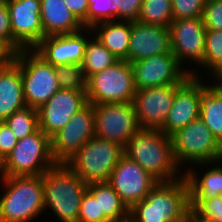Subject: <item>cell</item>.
<instances>
[{
  "instance_id": "obj_42",
  "label": "cell",
  "mask_w": 222,
  "mask_h": 222,
  "mask_svg": "<svg viewBox=\"0 0 222 222\" xmlns=\"http://www.w3.org/2000/svg\"><path fill=\"white\" fill-rule=\"evenodd\" d=\"M11 57V54L0 45V67L4 65Z\"/></svg>"
},
{
  "instance_id": "obj_5",
  "label": "cell",
  "mask_w": 222,
  "mask_h": 222,
  "mask_svg": "<svg viewBox=\"0 0 222 222\" xmlns=\"http://www.w3.org/2000/svg\"><path fill=\"white\" fill-rule=\"evenodd\" d=\"M123 155L122 145L95 136L65 164L86 184L108 182Z\"/></svg>"
},
{
  "instance_id": "obj_4",
  "label": "cell",
  "mask_w": 222,
  "mask_h": 222,
  "mask_svg": "<svg viewBox=\"0 0 222 222\" xmlns=\"http://www.w3.org/2000/svg\"><path fill=\"white\" fill-rule=\"evenodd\" d=\"M87 187L66 164L55 165L43 173L44 209L49 208L60 222H78Z\"/></svg>"
},
{
  "instance_id": "obj_19",
  "label": "cell",
  "mask_w": 222,
  "mask_h": 222,
  "mask_svg": "<svg viewBox=\"0 0 222 222\" xmlns=\"http://www.w3.org/2000/svg\"><path fill=\"white\" fill-rule=\"evenodd\" d=\"M166 53H172L169 27L131 21L128 62L133 63Z\"/></svg>"
},
{
  "instance_id": "obj_38",
  "label": "cell",
  "mask_w": 222,
  "mask_h": 222,
  "mask_svg": "<svg viewBox=\"0 0 222 222\" xmlns=\"http://www.w3.org/2000/svg\"><path fill=\"white\" fill-rule=\"evenodd\" d=\"M143 0H112L116 20L137 21Z\"/></svg>"
},
{
  "instance_id": "obj_41",
  "label": "cell",
  "mask_w": 222,
  "mask_h": 222,
  "mask_svg": "<svg viewBox=\"0 0 222 222\" xmlns=\"http://www.w3.org/2000/svg\"><path fill=\"white\" fill-rule=\"evenodd\" d=\"M183 222H214L209 218H204L197 213L193 208H189Z\"/></svg>"
},
{
  "instance_id": "obj_43",
  "label": "cell",
  "mask_w": 222,
  "mask_h": 222,
  "mask_svg": "<svg viewBox=\"0 0 222 222\" xmlns=\"http://www.w3.org/2000/svg\"><path fill=\"white\" fill-rule=\"evenodd\" d=\"M215 78H222V63L211 73Z\"/></svg>"
},
{
  "instance_id": "obj_14",
  "label": "cell",
  "mask_w": 222,
  "mask_h": 222,
  "mask_svg": "<svg viewBox=\"0 0 222 222\" xmlns=\"http://www.w3.org/2000/svg\"><path fill=\"white\" fill-rule=\"evenodd\" d=\"M14 54L34 49L45 37L40 18V0H7Z\"/></svg>"
},
{
  "instance_id": "obj_6",
  "label": "cell",
  "mask_w": 222,
  "mask_h": 222,
  "mask_svg": "<svg viewBox=\"0 0 222 222\" xmlns=\"http://www.w3.org/2000/svg\"><path fill=\"white\" fill-rule=\"evenodd\" d=\"M57 165L51 151V138L41 129L18 140L0 164V176H37Z\"/></svg>"
},
{
  "instance_id": "obj_18",
  "label": "cell",
  "mask_w": 222,
  "mask_h": 222,
  "mask_svg": "<svg viewBox=\"0 0 222 222\" xmlns=\"http://www.w3.org/2000/svg\"><path fill=\"white\" fill-rule=\"evenodd\" d=\"M89 32H92L91 28H83L72 34L45 36L34 50L54 66L81 64L86 44L90 39L87 37Z\"/></svg>"
},
{
  "instance_id": "obj_24",
  "label": "cell",
  "mask_w": 222,
  "mask_h": 222,
  "mask_svg": "<svg viewBox=\"0 0 222 222\" xmlns=\"http://www.w3.org/2000/svg\"><path fill=\"white\" fill-rule=\"evenodd\" d=\"M220 162V163H219ZM222 160L209 162L211 168L202 172L199 176L195 169H187L184 177L189 186L190 200H205L212 197L222 196ZM216 163L218 165H216ZM221 166H220V165ZM216 165V166H215ZM195 170V172L193 171Z\"/></svg>"
},
{
  "instance_id": "obj_8",
  "label": "cell",
  "mask_w": 222,
  "mask_h": 222,
  "mask_svg": "<svg viewBox=\"0 0 222 222\" xmlns=\"http://www.w3.org/2000/svg\"><path fill=\"white\" fill-rule=\"evenodd\" d=\"M10 59L20 68L27 107L38 109L60 90L54 65L34 49H23Z\"/></svg>"
},
{
  "instance_id": "obj_12",
  "label": "cell",
  "mask_w": 222,
  "mask_h": 222,
  "mask_svg": "<svg viewBox=\"0 0 222 222\" xmlns=\"http://www.w3.org/2000/svg\"><path fill=\"white\" fill-rule=\"evenodd\" d=\"M94 105L87 103L51 137V151L57 164H65L87 141L95 137Z\"/></svg>"
},
{
  "instance_id": "obj_36",
  "label": "cell",
  "mask_w": 222,
  "mask_h": 222,
  "mask_svg": "<svg viewBox=\"0 0 222 222\" xmlns=\"http://www.w3.org/2000/svg\"><path fill=\"white\" fill-rule=\"evenodd\" d=\"M0 45L11 55L14 54V38L12 35L7 0H0Z\"/></svg>"
},
{
  "instance_id": "obj_25",
  "label": "cell",
  "mask_w": 222,
  "mask_h": 222,
  "mask_svg": "<svg viewBox=\"0 0 222 222\" xmlns=\"http://www.w3.org/2000/svg\"><path fill=\"white\" fill-rule=\"evenodd\" d=\"M201 79L200 118L222 144V92Z\"/></svg>"
},
{
  "instance_id": "obj_44",
  "label": "cell",
  "mask_w": 222,
  "mask_h": 222,
  "mask_svg": "<svg viewBox=\"0 0 222 222\" xmlns=\"http://www.w3.org/2000/svg\"><path fill=\"white\" fill-rule=\"evenodd\" d=\"M213 80H216V81H215V84H213L214 82H211L212 86H215L218 90L222 92V78L213 77Z\"/></svg>"
},
{
  "instance_id": "obj_27",
  "label": "cell",
  "mask_w": 222,
  "mask_h": 222,
  "mask_svg": "<svg viewBox=\"0 0 222 222\" xmlns=\"http://www.w3.org/2000/svg\"><path fill=\"white\" fill-rule=\"evenodd\" d=\"M92 39V40H91ZM119 59L115 57L95 36L88 39L81 67L86 79L95 73L101 72L107 67L114 65Z\"/></svg>"
},
{
  "instance_id": "obj_35",
  "label": "cell",
  "mask_w": 222,
  "mask_h": 222,
  "mask_svg": "<svg viewBox=\"0 0 222 222\" xmlns=\"http://www.w3.org/2000/svg\"><path fill=\"white\" fill-rule=\"evenodd\" d=\"M78 222H111L104 214H100L98 198H94L87 190L80 205Z\"/></svg>"
},
{
  "instance_id": "obj_22",
  "label": "cell",
  "mask_w": 222,
  "mask_h": 222,
  "mask_svg": "<svg viewBox=\"0 0 222 222\" xmlns=\"http://www.w3.org/2000/svg\"><path fill=\"white\" fill-rule=\"evenodd\" d=\"M40 18L45 36L72 34L85 28L64 0H40Z\"/></svg>"
},
{
  "instance_id": "obj_2",
  "label": "cell",
  "mask_w": 222,
  "mask_h": 222,
  "mask_svg": "<svg viewBox=\"0 0 222 222\" xmlns=\"http://www.w3.org/2000/svg\"><path fill=\"white\" fill-rule=\"evenodd\" d=\"M190 208L186 178L159 182L140 202L129 209L133 222H183Z\"/></svg>"
},
{
  "instance_id": "obj_33",
  "label": "cell",
  "mask_w": 222,
  "mask_h": 222,
  "mask_svg": "<svg viewBox=\"0 0 222 222\" xmlns=\"http://www.w3.org/2000/svg\"><path fill=\"white\" fill-rule=\"evenodd\" d=\"M206 0H171L173 19L202 17Z\"/></svg>"
},
{
  "instance_id": "obj_10",
  "label": "cell",
  "mask_w": 222,
  "mask_h": 222,
  "mask_svg": "<svg viewBox=\"0 0 222 222\" xmlns=\"http://www.w3.org/2000/svg\"><path fill=\"white\" fill-rule=\"evenodd\" d=\"M136 90L165 85H182L190 76L199 77L197 71L183 68L173 53L148 57L131 63Z\"/></svg>"
},
{
  "instance_id": "obj_39",
  "label": "cell",
  "mask_w": 222,
  "mask_h": 222,
  "mask_svg": "<svg viewBox=\"0 0 222 222\" xmlns=\"http://www.w3.org/2000/svg\"><path fill=\"white\" fill-rule=\"evenodd\" d=\"M17 143L18 139L9 126L4 121L0 122V164L11 153Z\"/></svg>"
},
{
  "instance_id": "obj_37",
  "label": "cell",
  "mask_w": 222,
  "mask_h": 222,
  "mask_svg": "<svg viewBox=\"0 0 222 222\" xmlns=\"http://www.w3.org/2000/svg\"><path fill=\"white\" fill-rule=\"evenodd\" d=\"M202 18L206 30L222 31V0H206Z\"/></svg>"
},
{
  "instance_id": "obj_17",
  "label": "cell",
  "mask_w": 222,
  "mask_h": 222,
  "mask_svg": "<svg viewBox=\"0 0 222 222\" xmlns=\"http://www.w3.org/2000/svg\"><path fill=\"white\" fill-rule=\"evenodd\" d=\"M87 103L86 91L58 90L37 109L39 129L51 138Z\"/></svg>"
},
{
  "instance_id": "obj_20",
  "label": "cell",
  "mask_w": 222,
  "mask_h": 222,
  "mask_svg": "<svg viewBox=\"0 0 222 222\" xmlns=\"http://www.w3.org/2000/svg\"><path fill=\"white\" fill-rule=\"evenodd\" d=\"M200 117V77L190 76L176 91L164 122L163 133L171 136Z\"/></svg>"
},
{
  "instance_id": "obj_15",
  "label": "cell",
  "mask_w": 222,
  "mask_h": 222,
  "mask_svg": "<svg viewBox=\"0 0 222 222\" xmlns=\"http://www.w3.org/2000/svg\"><path fill=\"white\" fill-rule=\"evenodd\" d=\"M171 52L183 66L188 60L200 66L204 60L206 29L202 17L173 19L169 26Z\"/></svg>"
},
{
  "instance_id": "obj_23",
  "label": "cell",
  "mask_w": 222,
  "mask_h": 222,
  "mask_svg": "<svg viewBox=\"0 0 222 222\" xmlns=\"http://www.w3.org/2000/svg\"><path fill=\"white\" fill-rule=\"evenodd\" d=\"M102 45L119 60H126L130 46L131 21L114 20L91 27ZM97 33V34H96Z\"/></svg>"
},
{
  "instance_id": "obj_3",
  "label": "cell",
  "mask_w": 222,
  "mask_h": 222,
  "mask_svg": "<svg viewBox=\"0 0 222 222\" xmlns=\"http://www.w3.org/2000/svg\"><path fill=\"white\" fill-rule=\"evenodd\" d=\"M0 222H31L44 212L43 174L1 176ZM39 215V216H38Z\"/></svg>"
},
{
  "instance_id": "obj_34",
  "label": "cell",
  "mask_w": 222,
  "mask_h": 222,
  "mask_svg": "<svg viewBox=\"0 0 222 222\" xmlns=\"http://www.w3.org/2000/svg\"><path fill=\"white\" fill-rule=\"evenodd\" d=\"M190 207L204 218L222 222V196L205 200H190Z\"/></svg>"
},
{
  "instance_id": "obj_40",
  "label": "cell",
  "mask_w": 222,
  "mask_h": 222,
  "mask_svg": "<svg viewBox=\"0 0 222 222\" xmlns=\"http://www.w3.org/2000/svg\"><path fill=\"white\" fill-rule=\"evenodd\" d=\"M72 14L87 28L88 0H64Z\"/></svg>"
},
{
  "instance_id": "obj_32",
  "label": "cell",
  "mask_w": 222,
  "mask_h": 222,
  "mask_svg": "<svg viewBox=\"0 0 222 222\" xmlns=\"http://www.w3.org/2000/svg\"><path fill=\"white\" fill-rule=\"evenodd\" d=\"M87 28L94 25L116 20V9L112 0H88Z\"/></svg>"
},
{
  "instance_id": "obj_13",
  "label": "cell",
  "mask_w": 222,
  "mask_h": 222,
  "mask_svg": "<svg viewBox=\"0 0 222 222\" xmlns=\"http://www.w3.org/2000/svg\"><path fill=\"white\" fill-rule=\"evenodd\" d=\"M108 183L130 209L142 201L159 181L124 154L113 169Z\"/></svg>"
},
{
  "instance_id": "obj_16",
  "label": "cell",
  "mask_w": 222,
  "mask_h": 222,
  "mask_svg": "<svg viewBox=\"0 0 222 222\" xmlns=\"http://www.w3.org/2000/svg\"><path fill=\"white\" fill-rule=\"evenodd\" d=\"M181 85H165L136 90L133 106L141 129L161 130Z\"/></svg>"
},
{
  "instance_id": "obj_26",
  "label": "cell",
  "mask_w": 222,
  "mask_h": 222,
  "mask_svg": "<svg viewBox=\"0 0 222 222\" xmlns=\"http://www.w3.org/2000/svg\"><path fill=\"white\" fill-rule=\"evenodd\" d=\"M87 191L98 198L100 214H104L111 222H122L129 218V208L108 182L90 183Z\"/></svg>"
},
{
  "instance_id": "obj_28",
  "label": "cell",
  "mask_w": 222,
  "mask_h": 222,
  "mask_svg": "<svg viewBox=\"0 0 222 222\" xmlns=\"http://www.w3.org/2000/svg\"><path fill=\"white\" fill-rule=\"evenodd\" d=\"M139 23L169 27L173 21L171 0H143Z\"/></svg>"
},
{
  "instance_id": "obj_7",
  "label": "cell",
  "mask_w": 222,
  "mask_h": 222,
  "mask_svg": "<svg viewBox=\"0 0 222 222\" xmlns=\"http://www.w3.org/2000/svg\"><path fill=\"white\" fill-rule=\"evenodd\" d=\"M170 137L174 159L180 168L187 162L189 166L192 163L208 166L209 162L222 160V144L200 117Z\"/></svg>"
},
{
  "instance_id": "obj_31",
  "label": "cell",
  "mask_w": 222,
  "mask_h": 222,
  "mask_svg": "<svg viewBox=\"0 0 222 222\" xmlns=\"http://www.w3.org/2000/svg\"><path fill=\"white\" fill-rule=\"evenodd\" d=\"M222 63V31L206 30L205 53L201 67L212 73Z\"/></svg>"
},
{
  "instance_id": "obj_11",
  "label": "cell",
  "mask_w": 222,
  "mask_h": 222,
  "mask_svg": "<svg viewBox=\"0 0 222 222\" xmlns=\"http://www.w3.org/2000/svg\"><path fill=\"white\" fill-rule=\"evenodd\" d=\"M95 136L114 141L123 147L141 128L132 103L94 105Z\"/></svg>"
},
{
  "instance_id": "obj_30",
  "label": "cell",
  "mask_w": 222,
  "mask_h": 222,
  "mask_svg": "<svg viewBox=\"0 0 222 222\" xmlns=\"http://www.w3.org/2000/svg\"><path fill=\"white\" fill-rule=\"evenodd\" d=\"M60 89L87 91V79L80 64L54 66Z\"/></svg>"
},
{
  "instance_id": "obj_29",
  "label": "cell",
  "mask_w": 222,
  "mask_h": 222,
  "mask_svg": "<svg viewBox=\"0 0 222 222\" xmlns=\"http://www.w3.org/2000/svg\"><path fill=\"white\" fill-rule=\"evenodd\" d=\"M18 140L39 130L38 111L33 107H25L14 112L4 121Z\"/></svg>"
},
{
  "instance_id": "obj_9",
  "label": "cell",
  "mask_w": 222,
  "mask_h": 222,
  "mask_svg": "<svg viewBox=\"0 0 222 222\" xmlns=\"http://www.w3.org/2000/svg\"><path fill=\"white\" fill-rule=\"evenodd\" d=\"M135 92L133 68L126 60H119L87 79V102L93 105L132 103Z\"/></svg>"
},
{
  "instance_id": "obj_21",
  "label": "cell",
  "mask_w": 222,
  "mask_h": 222,
  "mask_svg": "<svg viewBox=\"0 0 222 222\" xmlns=\"http://www.w3.org/2000/svg\"><path fill=\"white\" fill-rule=\"evenodd\" d=\"M26 106L20 68L9 59L0 67V122Z\"/></svg>"
},
{
  "instance_id": "obj_45",
  "label": "cell",
  "mask_w": 222,
  "mask_h": 222,
  "mask_svg": "<svg viewBox=\"0 0 222 222\" xmlns=\"http://www.w3.org/2000/svg\"><path fill=\"white\" fill-rule=\"evenodd\" d=\"M122 222H133V221H131V220L128 218V219H126V220H124V221H122Z\"/></svg>"
},
{
  "instance_id": "obj_1",
  "label": "cell",
  "mask_w": 222,
  "mask_h": 222,
  "mask_svg": "<svg viewBox=\"0 0 222 222\" xmlns=\"http://www.w3.org/2000/svg\"><path fill=\"white\" fill-rule=\"evenodd\" d=\"M124 154L159 182L184 176L174 159L171 137L162 130L140 129L124 146Z\"/></svg>"
}]
</instances>
